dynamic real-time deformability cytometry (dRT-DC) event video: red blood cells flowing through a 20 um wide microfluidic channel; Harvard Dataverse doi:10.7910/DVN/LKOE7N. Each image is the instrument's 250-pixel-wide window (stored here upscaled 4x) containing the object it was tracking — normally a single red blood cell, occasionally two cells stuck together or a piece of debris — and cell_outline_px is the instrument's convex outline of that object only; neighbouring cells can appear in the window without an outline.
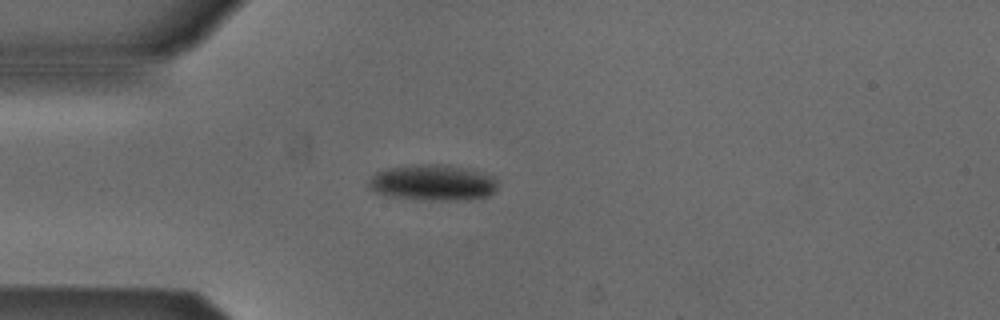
{"species": "Egyptian fruit bat (a non-hibernating species)", "species_latin": "Rousettus aegyptiacus", "temperature_condition": "cold", "stored_images_in_passage": 40, "camera_frame_rate_fps": 3000, "um_per_image_px": 0.085, "animal": {"sex": "male"}, "frame": {"image": 1, "passage_image": 6, "time_ms": 1.667, "image_size_px": [1000, 320], "cell_outline_px": [[496, 192], [488, 196], [464, 200], [424, 200], [392, 196], [376, 192], [368, 184], [368, 180], [376, 172], [388, 168], [416, 164], [448, 164], [472, 168], [496, 176]], "centroid_in_image_um": [36.87, 15.5], "position_along_channel_um": 48.1, "area_um2": 27.4}}
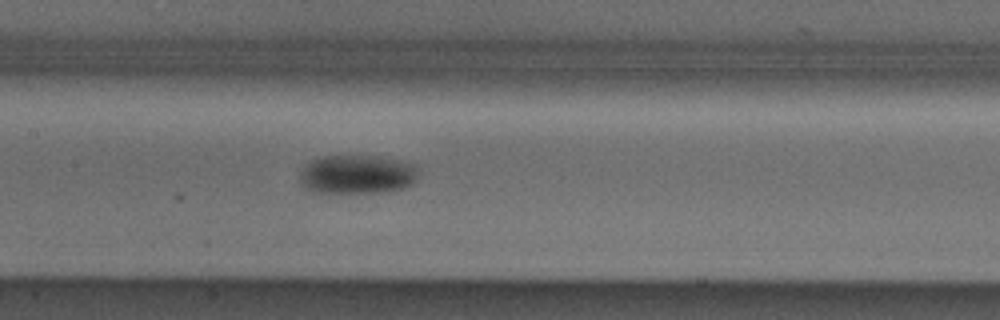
{"frame": {"image": 2, "passage_image": 17, "time_ms": 5.333, "image_size_px": [1000, 320], "cell_outline_px": [[416, 180], [412, 184], [404, 188], [388, 192], [312, 192], [300, 184], [300, 172], [312, 160], [324, 156], [376, 156], [400, 160], [416, 164]], "centroid_in_image_um": [30.37, 14.83], "position_along_channel_um": 177.0, "area_um2": 26.88}}
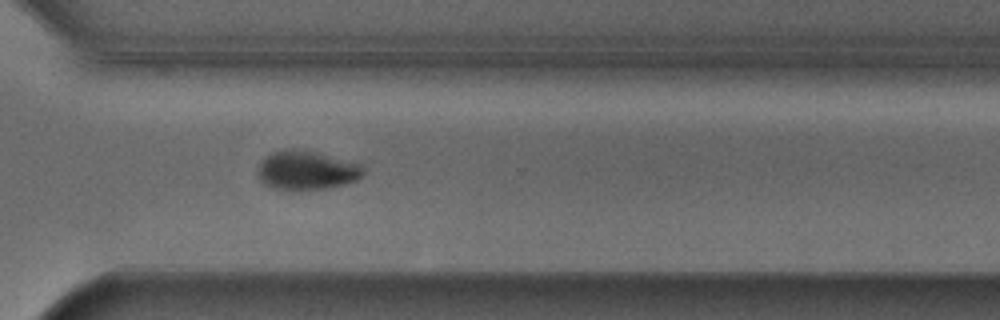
{"frame": {"image": 3, "passage_image": 30, "time_ms": 9.667, "image_size_px": [1000, 320], "cell_outline_px": [[364, 172], [356, 180], [344, 184], [328, 188], [276, 188], [264, 184], [260, 180], [256, 172], [256, 168], [260, 160], [264, 156], [272, 152], [284, 148], [292, 148], [320, 152], [360, 164], [364, 168]], "centroid_in_image_um": [26.01, 14.42], "position_along_channel_um": 344.6, "area_um2": 23.99}, "authors_computed_cell_mechanics": {"area_um2": 26.0389, "velocity_mm_per_s": 3.8727, "shape_relaxation_time_tau1_ms": 2.4666, "shape_relaxation_time_tau2_ms": null, "deformation_change_tau1": 0.099, "deformation_change_tau2": null}}